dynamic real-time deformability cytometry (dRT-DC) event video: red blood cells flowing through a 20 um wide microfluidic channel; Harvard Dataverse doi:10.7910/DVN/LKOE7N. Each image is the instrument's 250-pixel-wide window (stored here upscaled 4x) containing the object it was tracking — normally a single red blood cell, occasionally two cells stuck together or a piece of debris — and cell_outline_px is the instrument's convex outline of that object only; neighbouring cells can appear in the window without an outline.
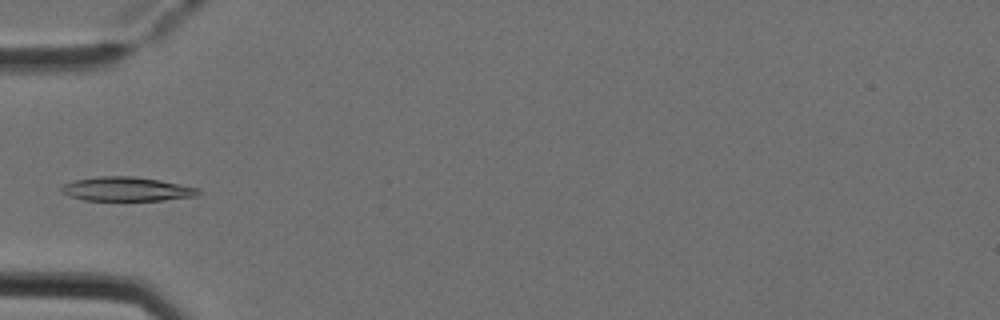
{"species": "Egyptian fruit bat (a non-hibernating species)", "species_latin": "Rousettus aegyptiacus", "temperature_condition": "cold", "stored_images_in_passage": 4, "camera_frame_rate_fps": 3000, "um_per_image_px": 0.085, "animal": {"sex": "female"}, "frame": {"image": 1, "passage_image": 4, "time_ms": 1.0, "image_size_px": [1000, 320], "cell_outline_px": [[200, 192], [196, 196], [164, 200], [84, 200], [68, 196], [60, 192], [60, 188], [64, 184], [76, 180], [100, 176], [132, 176], [160, 180], [200, 188]], "centroid_in_image_um": [10.76, 16.07], "position_along_channel_um": 74.2, "area_um2": 19.19}}